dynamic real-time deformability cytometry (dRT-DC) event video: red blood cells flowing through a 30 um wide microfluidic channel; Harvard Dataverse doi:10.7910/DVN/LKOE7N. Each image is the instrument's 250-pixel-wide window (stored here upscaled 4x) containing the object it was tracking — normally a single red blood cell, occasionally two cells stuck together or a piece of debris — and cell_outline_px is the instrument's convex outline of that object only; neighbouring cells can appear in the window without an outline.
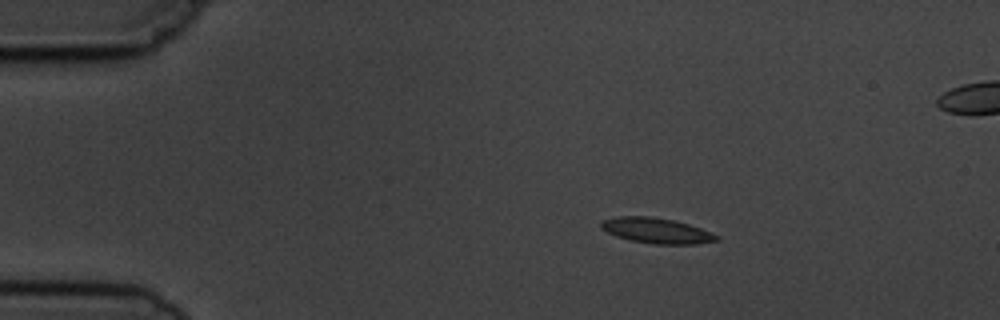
{"species": "common noctule bat (a hibernating species)", "species_latin": "Nyctalus noctula", "temperature_condition": "cold", "stored_images_in_passage": 4, "segment_of_instrument_passage": [1, 2], "camera_frame_rate_fps": 3000, "um_per_image_px": 0.085, "animal": {"sex": "male", "body_mass_g": 19.5, "forearm_length_mm": 54.6}, "frame": {"image": 1, "passage_image": 1, "time_ms": 0.0, "image_size_px": [1000, 320], "cell_outline_px": [[720, 240], [696, 244], [652, 244], [628, 240], [616, 236], [600, 228], [600, 220], [616, 216], [648, 216], [672, 220], [688, 224], [700, 228], [720, 236]], "centroid_in_image_um": [55.77, 19.6], "position_along_channel_um": 29.2, "area_um2": 17.22}}